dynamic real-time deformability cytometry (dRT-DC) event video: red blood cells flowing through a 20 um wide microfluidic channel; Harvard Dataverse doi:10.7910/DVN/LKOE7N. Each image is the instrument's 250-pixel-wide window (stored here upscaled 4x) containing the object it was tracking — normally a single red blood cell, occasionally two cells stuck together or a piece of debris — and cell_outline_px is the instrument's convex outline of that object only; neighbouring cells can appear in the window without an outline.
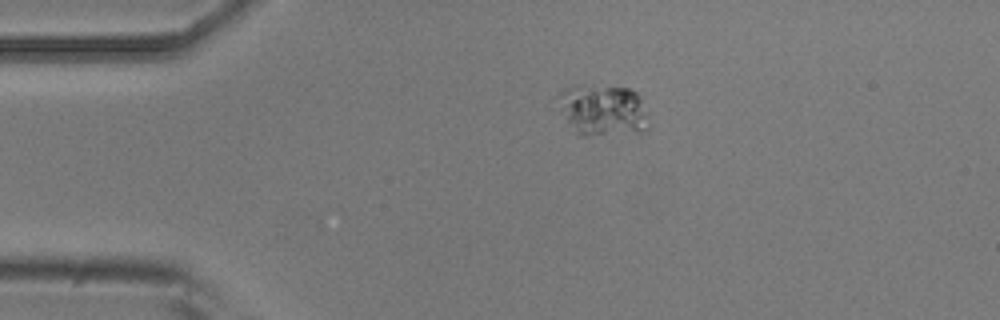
{"species": "common noctule bat (a hibernating species)", "species_latin": "Nyctalus noctula", "temperature_condition": "room temperature", "stored_images_in_passage": 2, "camera_frame_rate_fps": 3000, "um_per_image_px": 0.085, "animal": {"sex": "male", "body_mass_g": 20.5, "forearm_length_mm": 52.5}, "frame": {"image": 1, "passage_image": 1, "time_ms": 0.0, "image_size_px": [1000, 320], "cell_outline_px": [[648, 128], [640, 132], [584, 136], [580, 136], [576, 132], [568, 120], [556, 96], [564, 88], [576, 84], [628, 88], [636, 92], [640, 96], [648, 116]], "centroid_in_image_um": [51.27, 9.34], "position_along_channel_um": 33.7, "area_um2": 27.05}}